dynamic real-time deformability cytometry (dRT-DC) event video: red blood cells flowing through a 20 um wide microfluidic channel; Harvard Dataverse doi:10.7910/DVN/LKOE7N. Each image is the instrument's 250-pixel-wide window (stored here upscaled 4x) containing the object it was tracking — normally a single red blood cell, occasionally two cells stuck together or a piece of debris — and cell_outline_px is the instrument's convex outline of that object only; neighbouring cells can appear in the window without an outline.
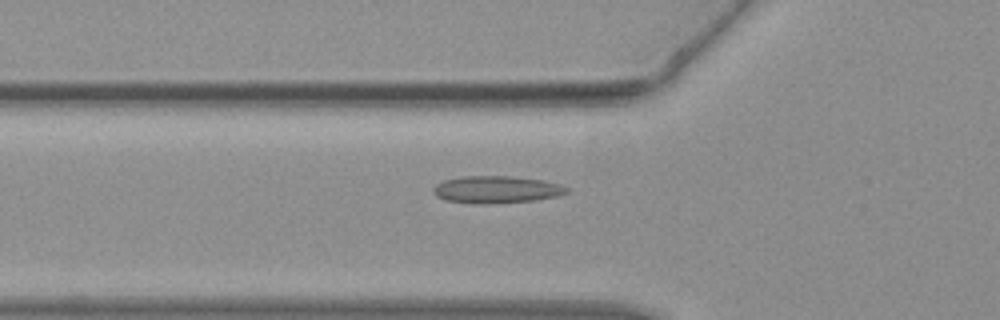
{"species": "common noctule bat (a hibernating species)", "species_latin": "Nyctalus noctula", "temperature_condition": "warm", "stored_images_in_passage": 31, "camera_frame_rate_fps": 3000, "um_per_image_px": 0.085, "animal": {"sex": "female", "body_mass_g": 19.3, "forearm_length_mm": 54.1}, "frame": {"image": 1, "passage_image": 2, "time_ms": 0.333, "image_size_px": [1000, 320], "cell_outline_px": [[568, 192], [556, 196], [536, 200], [484, 204], [444, 200], [436, 196], [432, 192], [432, 188], [436, 184], [444, 180], [460, 176], [512, 176], [544, 180], [560, 184], [568, 188]], "centroid_in_image_um": [42.17, 16.1], "position_along_channel_um": 83.6, "area_um2": 21.21}}
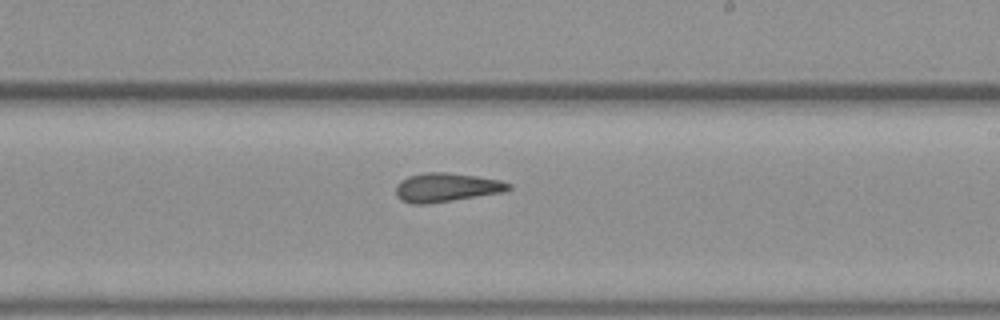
{"frame": {"image": 2, "passage_image": 13, "time_ms": 4.0, "image_size_px": [1000, 320], "cell_outline_px": [[512, 188], [504, 192], [428, 204], [412, 204], [400, 200], [396, 196], [396, 184], [400, 180], [408, 176], [424, 172], [448, 172], [476, 176], [500, 180], [512, 184]], "centroid_in_image_um": [37.92, 15.93], "position_along_channel_um": 251.1, "area_um2": 19.19}}
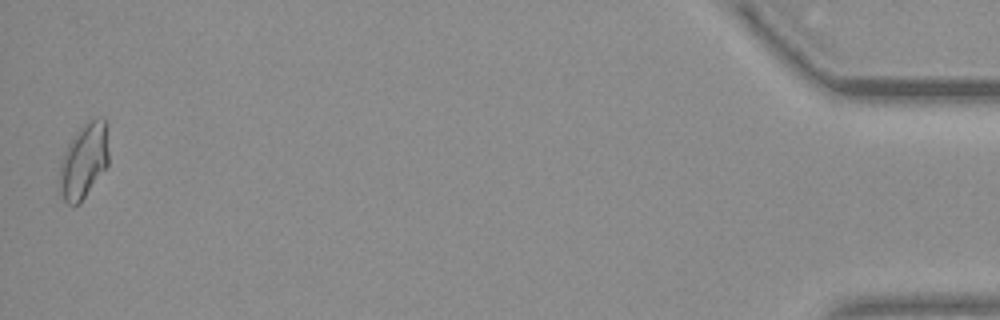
{"frame": {"image": 3, "passage_image": 31, "time_ms": 10.0, "image_size_px": [1000, 320], "cell_outline_px": [[108, 164], [80, 204], [68, 204], [64, 200], [56, 188], [60, 160], [68, 144], [84, 120], [96, 116], [104, 116], [108, 120]], "centroid_in_image_um": [7.11, 13.61], "position_along_channel_um": 428.1, "area_um2": 22.54}}